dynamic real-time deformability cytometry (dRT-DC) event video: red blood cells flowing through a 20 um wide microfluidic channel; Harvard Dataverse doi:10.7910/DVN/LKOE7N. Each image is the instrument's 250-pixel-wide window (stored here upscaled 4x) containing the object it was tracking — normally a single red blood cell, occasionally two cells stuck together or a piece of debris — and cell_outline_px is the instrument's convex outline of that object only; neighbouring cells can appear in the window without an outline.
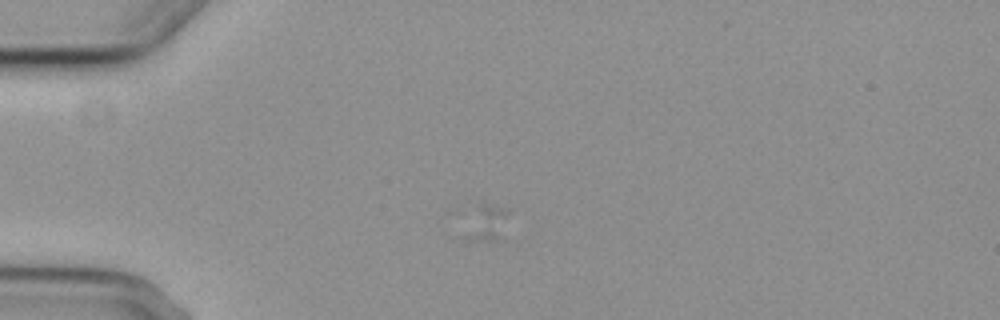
{"species": "common noctule bat (a hibernating species)", "species_latin": "Nyctalus noctula", "temperature_condition": "cold", "stored_images_in_passage": 6, "camera_frame_rate_fps": 3000, "um_per_image_px": 0.085, "animal": {"sex": "female", "body_mass_g": 29.2, "forearm_length_mm": 56.3}, "frame": {"image": 1, "passage_image": 1, "time_ms": 0.0, "image_size_px": [1000, 320], "cell_outline_px": [[512, 212], [496, 240], [460, 240], [476, 200], [480, 200], [508, 208]], "centroid_in_image_um": [41.29, 18.84], "position_along_channel_um": 43.7, "area_um2": 10.0}}
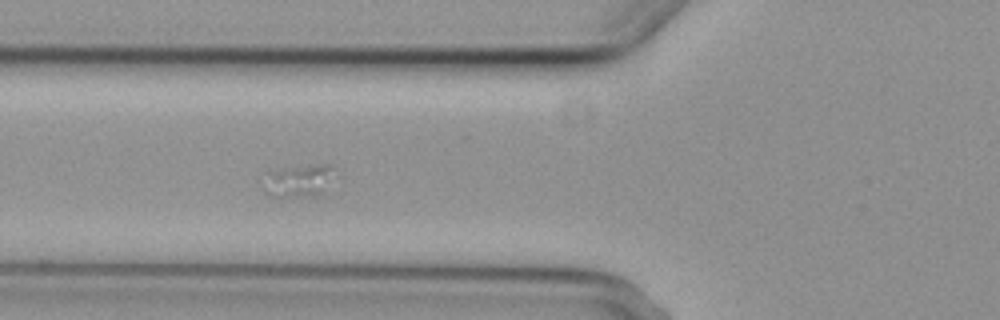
{"frame": {"image": 2, "passage_image": 4, "time_ms": 4.333, "image_size_px": [1000, 320], "cell_outline_px": [[332, 164], [324, 196], [280, 200], [276, 200], [268, 196], [260, 188], [268, 172], [280, 168], [316, 164]], "centroid_in_image_um": [25.25, 15.47], "position_along_channel_um": 100.5, "area_um2": 14.39}}
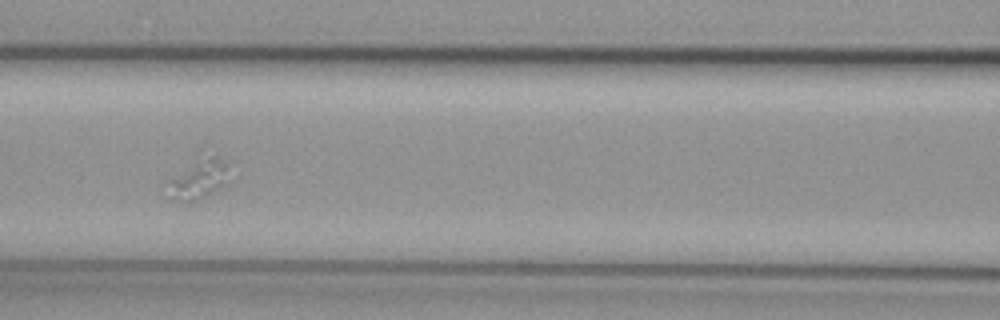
{"frame": {"image": 3, "passage_image": 5, "time_ms": 6.333, "image_size_px": [1000, 320], "cell_outline_px": [[232, 180], [224, 188], [188, 204], [180, 204], [172, 200], [160, 184], [164, 180], [204, 144], [228, 164]], "centroid_in_image_um": [16.8, 15.06], "position_along_channel_um": 149.8, "area_um2": 17.98}}